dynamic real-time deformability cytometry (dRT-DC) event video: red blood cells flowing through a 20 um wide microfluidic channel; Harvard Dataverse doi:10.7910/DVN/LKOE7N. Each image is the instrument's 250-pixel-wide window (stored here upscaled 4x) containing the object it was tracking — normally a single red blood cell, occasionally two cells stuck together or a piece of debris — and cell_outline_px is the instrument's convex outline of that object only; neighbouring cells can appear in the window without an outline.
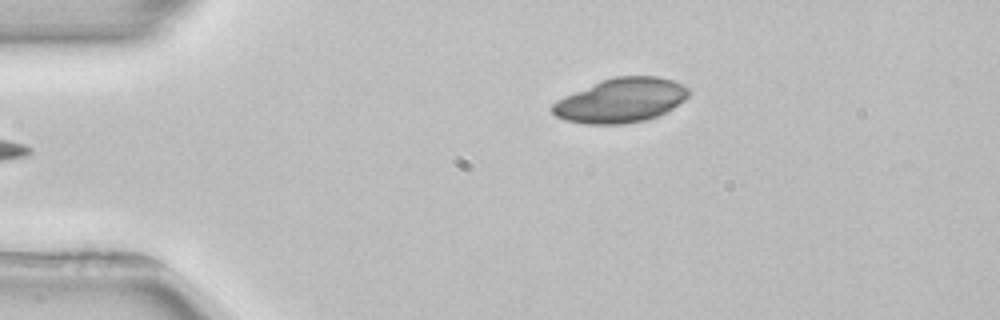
{"species": "common noctule bat (a hibernating species)", "species_latin": "Nyctalus noctula", "temperature_condition": "room temperature", "stored_images_in_passage": 2, "camera_frame_rate_fps": 3000, "um_per_image_px": 0.085, "animal": {"sex": "female", "body_mass_g": 22.7, "forearm_length_mm": 54.2}, "frame": {"image": 1, "passage_image": 1, "time_ms": 0.0, "image_size_px": [1000, 320], "cell_outline_px": [[688, 96], [684, 100], [672, 108], [656, 116], [644, 120], [624, 124], [584, 124], [564, 120], [556, 116], [548, 108], [552, 104], [576, 92], [604, 80], [616, 76], [656, 76], [672, 80], [684, 84], [688, 88]], "centroid_in_image_um": [52.79, 8.55], "position_along_channel_um": 32.2, "area_um2": 34.62}}